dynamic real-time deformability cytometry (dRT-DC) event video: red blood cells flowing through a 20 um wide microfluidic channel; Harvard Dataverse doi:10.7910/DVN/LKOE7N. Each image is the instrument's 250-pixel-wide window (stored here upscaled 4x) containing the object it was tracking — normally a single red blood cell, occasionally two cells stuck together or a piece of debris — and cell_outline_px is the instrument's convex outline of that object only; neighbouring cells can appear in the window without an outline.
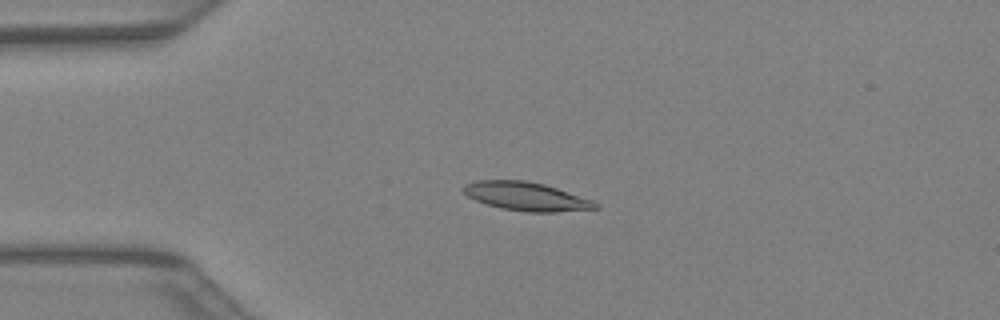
{"species": "Egyptian fruit bat (a non-hibernating species)", "species_latin": "Rousettus aegyptiacus", "temperature_condition": "warm", "stored_images_in_passage": 43, "camera_frame_rate_fps": 3000, "um_per_image_px": 0.085, "animal": {"sex": "female"}, "frame": {"image": 1, "passage_image": 11, "time_ms": 3.333, "image_size_px": [1000, 320], "cell_outline_px": [[600, 208], [556, 212], [528, 212], [500, 208], [476, 200], [468, 196], [460, 188], [464, 184], [476, 180], [524, 180], [544, 184], [592, 200], [600, 204]], "centroid_in_image_um": [44.72, 16.69], "position_along_channel_um": 40.3, "area_um2": 21.91}}
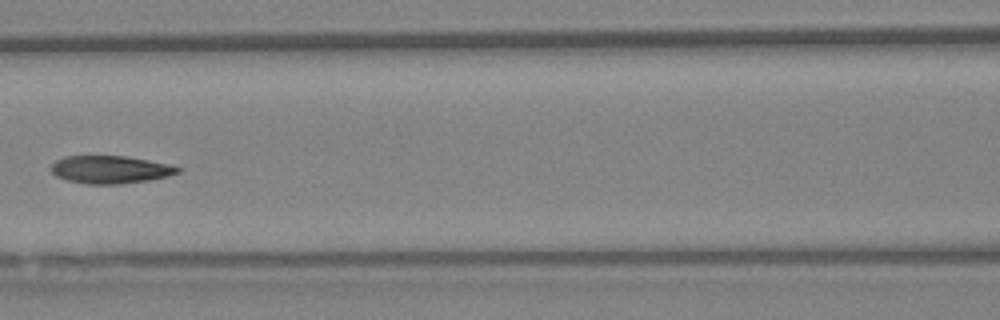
{"frame": {"image": 2, "passage_image": 20, "time_ms": 6.333, "image_size_px": [1000, 320], "cell_outline_px": [[180, 172], [168, 176], [148, 180], [120, 184], [84, 184], [68, 180], [56, 176], [48, 168], [56, 160], [64, 156], [124, 156], [164, 164], [180, 168]], "centroid_in_image_um": [9.29, 14.42], "position_along_channel_um": 157.3, "area_um2": 20.23}}
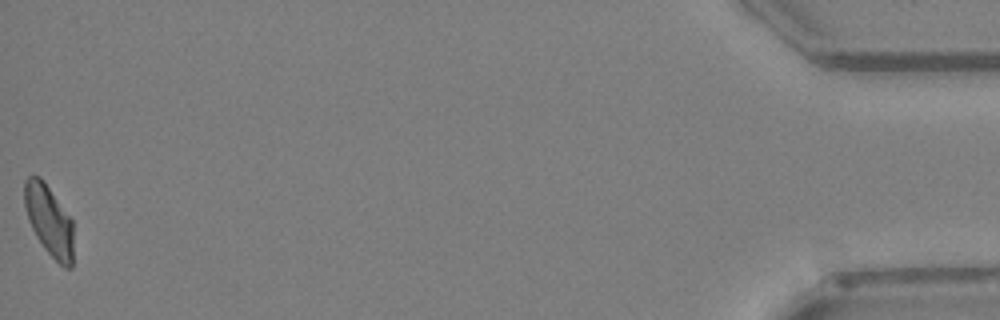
{"frame": {"image": 3, "passage_image": 43, "time_ms": 14.0, "image_size_px": [1000, 320], "cell_outline_px": [[72, 268], [64, 268], [44, 248], [36, 236], [28, 220], [24, 204], [24, 180], [28, 176], [40, 176], [44, 180], [72, 220]], "centroid_in_image_um": [4.15, 18.71], "position_along_channel_um": 431.1, "area_um2": 20.06}}